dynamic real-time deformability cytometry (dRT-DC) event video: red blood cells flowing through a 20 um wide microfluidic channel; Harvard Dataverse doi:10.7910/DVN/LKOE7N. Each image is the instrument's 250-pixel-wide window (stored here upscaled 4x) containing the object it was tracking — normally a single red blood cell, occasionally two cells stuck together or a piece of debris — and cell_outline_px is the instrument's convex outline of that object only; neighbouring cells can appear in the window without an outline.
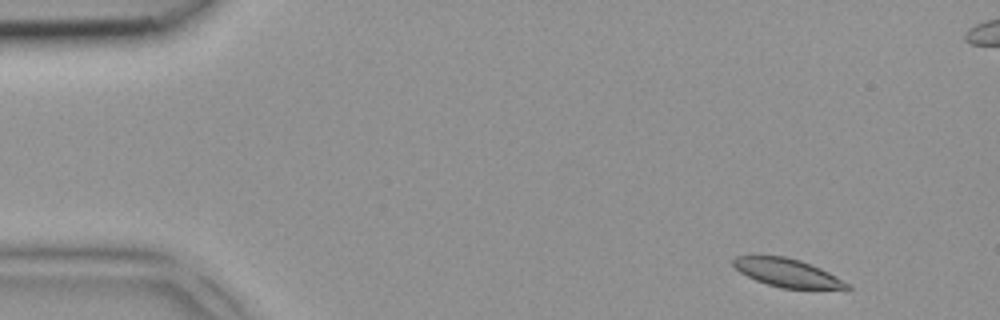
{"species": "common noctule bat (a hibernating species)", "species_latin": "Nyctalus noctula", "temperature_condition": "room temperature", "stored_images_in_passage": 5, "segment_of_instrument_passage": [2, 2], "camera_frame_rate_fps": 3000, "um_per_image_px": 0.085, "animal": {"sex": "female", "body_mass_g": 18.4}, "frame": {"image": 1, "passage_image": 5, "time_ms": 1.333, "image_size_px": [1000, 320], "cell_outline_px": [[852, 288], [780, 288], [756, 280], [740, 272], [732, 264], [732, 260], [736, 256], [784, 256], [800, 260], [820, 268], [836, 276], [848, 284]], "centroid_in_image_um": [66.87, 23.17], "position_along_channel_um": 18.1, "area_um2": 18.26}}